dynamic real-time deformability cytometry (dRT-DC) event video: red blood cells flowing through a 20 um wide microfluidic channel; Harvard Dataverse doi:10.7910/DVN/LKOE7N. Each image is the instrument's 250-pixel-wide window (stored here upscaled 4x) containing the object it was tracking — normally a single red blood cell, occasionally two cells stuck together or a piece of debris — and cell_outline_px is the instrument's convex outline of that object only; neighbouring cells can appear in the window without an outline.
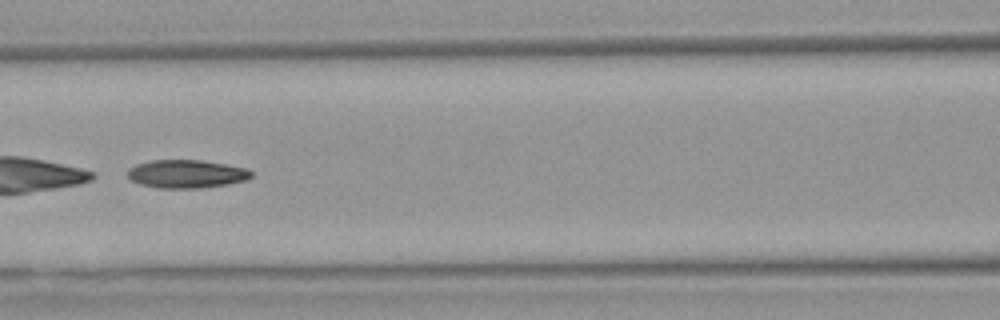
{"species": "Egyptian fruit bat (a non-hibernating species)", "species_latin": "Rousettus aegyptiacus", "temperature_condition": "warm", "stored_images_in_passage": 51, "camera_frame_rate_fps": 3000, "um_per_image_px": 0.085, "animal": {"sex": "female"}, "frame": {"image": 1, "passage_image": 23, "time_ms": 7.333, "image_size_px": [1000, 320], "cell_outline_px": [[252, 176], [248, 180], [228, 184], [200, 188], [156, 188], [140, 184], [132, 180], [128, 176], [128, 172], [136, 164], [152, 160], [200, 160], [248, 168], [252, 172]], "centroid_in_image_um": [15.89, 14.79], "position_along_channel_um": 150.7, "area_um2": 20.29}}
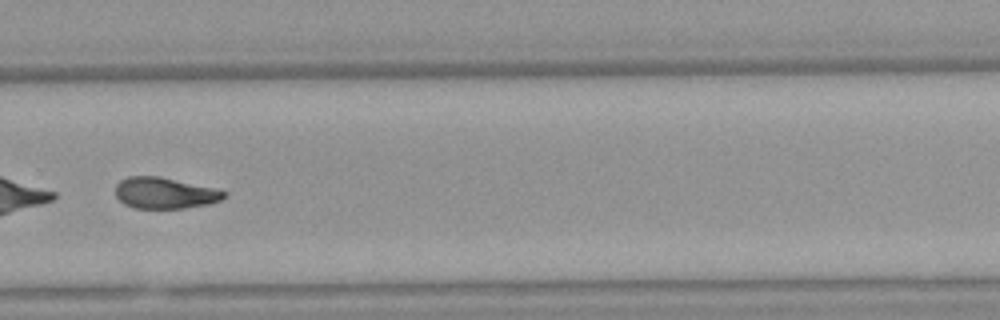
{"frame": {"image": 2, "passage_image": 36, "time_ms": 11.667, "image_size_px": [1000, 320], "cell_outline_px": [[228, 196], [220, 200], [208, 204], [184, 208], [136, 208], [124, 204], [116, 196], [116, 184], [120, 180], [128, 176], [160, 176], [220, 188], [228, 192]], "centroid_in_image_um": [14.07, 16.39], "position_along_channel_um": 315.7, "area_um2": 20.11}, "authors_computed_cell_mechanics": {"area_um2": 22.1952, "velocity_mm_per_s": 3.819, "shape_relaxation_time_tau1_ms": 1.6522, "shape_relaxation_time_tau2_ms": null, "deformation_change_tau1": 0.2665, "deformation_change_tau2": null}}